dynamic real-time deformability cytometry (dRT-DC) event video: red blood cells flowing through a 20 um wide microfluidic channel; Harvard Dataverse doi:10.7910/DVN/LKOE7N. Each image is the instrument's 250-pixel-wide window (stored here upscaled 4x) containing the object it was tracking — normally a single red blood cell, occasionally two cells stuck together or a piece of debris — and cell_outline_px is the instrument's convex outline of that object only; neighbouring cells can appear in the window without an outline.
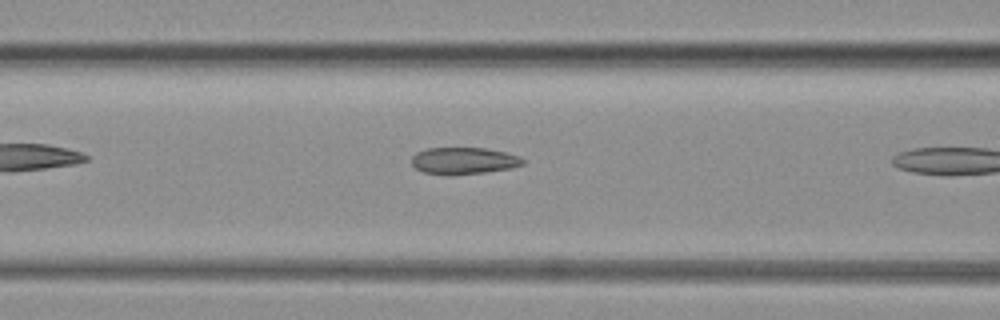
{"species": "common noctule bat (a hibernating species)", "species_latin": "Nyctalus noctula", "temperature_condition": "warm", "stored_images_in_passage": 5, "camera_frame_rate_fps": 3000, "um_per_image_px": 0.085, "animal": {"sex": "female", "body_mass_g": 19.3, "forearm_length_mm": 54.1}, "frame": {"image": 1, "passage_image": 4, "time_ms": 1.0, "image_size_px": [1000, 320], "cell_outline_px": [[524, 164], [512, 168], [488, 172], [448, 176], [424, 172], [416, 168], [412, 164], [412, 156], [416, 152], [428, 148], [484, 148], [504, 152], [520, 156], [524, 160]], "centroid_in_image_um": [39.42, 13.68], "position_along_channel_um": 127.2, "area_um2": 17.57}}